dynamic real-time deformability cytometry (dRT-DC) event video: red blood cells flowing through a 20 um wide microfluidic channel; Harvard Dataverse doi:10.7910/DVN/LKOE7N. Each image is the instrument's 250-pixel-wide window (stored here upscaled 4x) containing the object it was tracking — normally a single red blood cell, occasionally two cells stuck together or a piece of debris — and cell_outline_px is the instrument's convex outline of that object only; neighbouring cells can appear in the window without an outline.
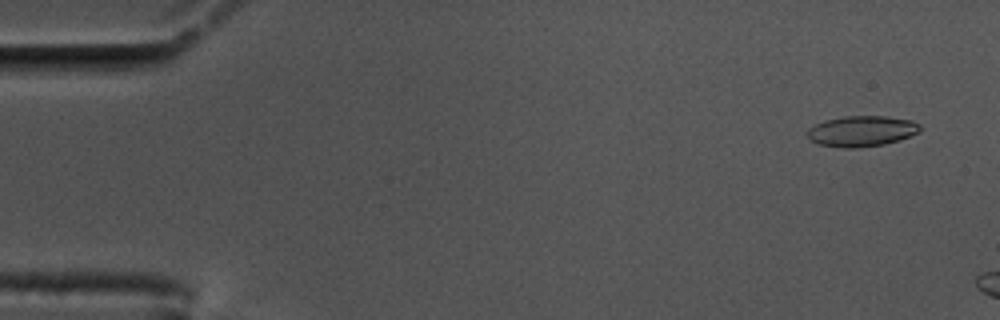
{"species": "common noctule bat (a hibernating species)", "species_latin": "Nyctalus noctula", "temperature_condition": "cold", "stored_images_in_passage": 9, "camera_frame_rate_fps": 3000, "um_per_image_px": 0.085, "animal": {"sex": "male", "body_mass_g": 17.5, "forearm_length_mm": 52.3}, "frame": {"image": 1, "passage_image": 3, "time_ms": 0.667, "image_size_px": [1000, 320], "cell_outline_px": [[920, 132], [900, 140], [884, 144], [860, 148], [840, 148], [820, 144], [812, 140], [808, 136], [808, 128], [824, 120], [844, 116], [888, 116], [912, 120], [920, 124]], "centroid_in_image_um": [73.27, 11.14], "position_along_channel_um": 11.7, "area_um2": 20.29}}